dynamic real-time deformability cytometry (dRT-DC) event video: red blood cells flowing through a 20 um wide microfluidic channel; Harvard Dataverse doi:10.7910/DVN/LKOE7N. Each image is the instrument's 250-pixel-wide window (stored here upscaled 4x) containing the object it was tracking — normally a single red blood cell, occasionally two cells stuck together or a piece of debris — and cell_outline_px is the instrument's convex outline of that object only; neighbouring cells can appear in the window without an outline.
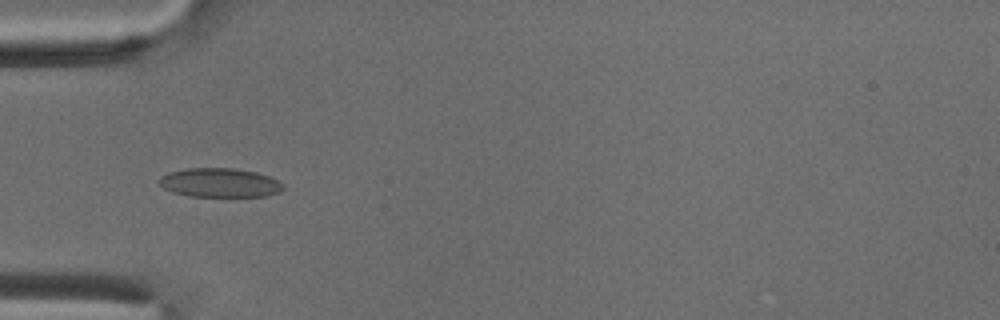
{"species": "common noctule bat (a hibernating species)", "species_latin": "Nyctalus noctula", "temperature_condition": "cold", "stored_images_in_passage": 54, "camera_frame_rate_fps": 3000, "um_per_image_px": 0.085, "animal": {"sex": "male", "body_mass_g": 18.8}, "frame": {"image": 1, "passage_image": 17, "time_ms": 5.333, "image_size_px": [1000, 320], "cell_outline_px": [[284, 188], [280, 192], [268, 196], [188, 196], [172, 192], [164, 188], [156, 180], [160, 176], [168, 172], [188, 168], [232, 168], [256, 172], [268, 176], [284, 184]], "centroid_in_image_um": [18.66, 15.53], "position_along_channel_um": 66.3, "area_um2": 21.1}}
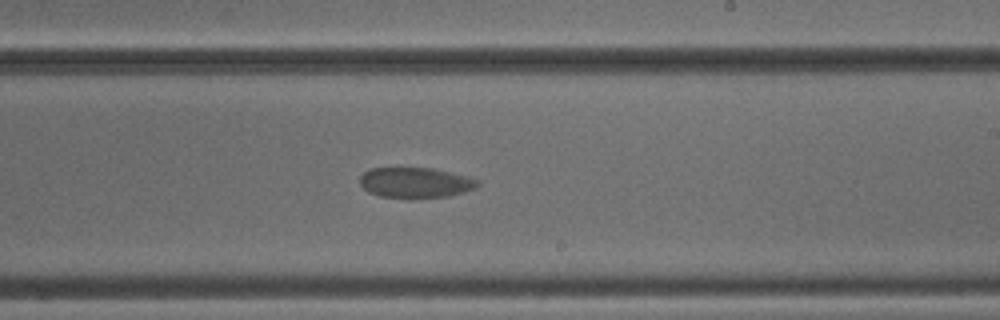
{"frame": {"image": 2, "passage_image": 32, "time_ms": 10.333, "image_size_px": [1000, 320], "cell_outline_px": [[480, 184], [476, 188], [464, 192], [448, 196], [412, 200], [380, 196], [368, 192], [360, 184], [360, 176], [368, 168], [432, 168], [468, 176], [480, 180]], "centroid_in_image_um": [35.32, 15.55], "position_along_channel_um": 253.7, "area_um2": 21.44}}
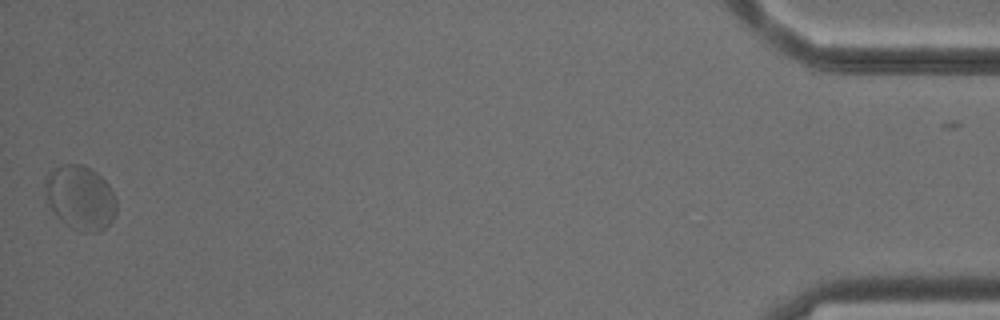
{"frame": {"image": 3, "passage_image": 53, "time_ms": 17.333, "image_size_px": [1000, 320], "cell_outline_px": [[116, 216], [100, 232], [80, 232], [72, 228], [60, 220], [56, 216], [48, 200], [44, 188], [44, 176], [48, 172], [64, 164], [80, 164], [96, 172], [108, 184], [116, 200]], "centroid_in_image_um": [6.82, 16.81], "position_along_channel_um": 428.4, "area_um2": 26.7}}